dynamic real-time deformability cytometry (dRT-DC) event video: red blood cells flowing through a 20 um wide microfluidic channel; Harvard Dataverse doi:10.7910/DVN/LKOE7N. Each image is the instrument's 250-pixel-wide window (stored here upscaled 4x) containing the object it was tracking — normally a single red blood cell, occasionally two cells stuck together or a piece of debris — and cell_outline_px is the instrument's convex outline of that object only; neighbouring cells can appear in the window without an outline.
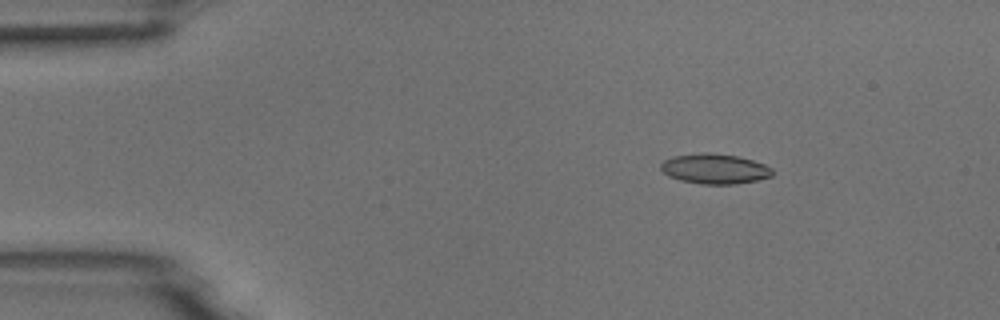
{"species": "common noctule bat (a hibernating species)", "species_latin": "Nyctalus noctula", "temperature_condition": "room temperature", "stored_images_in_passage": 5, "camera_frame_rate_fps": 3000, "um_per_image_px": 0.085, "animal": {"sex": "male", "body_mass_g": 18.8}, "frame": {"image": 1, "passage_image": 3, "time_ms": 2.333, "image_size_px": [1000, 320], "cell_outline_px": [[772, 176], [756, 180], [736, 184], [700, 184], [680, 180], [668, 176], [660, 168], [660, 164], [664, 160], [672, 156], [704, 152], [712, 152], [736, 156], [752, 160], [764, 164], [772, 168]], "centroid_in_image_um": [60.72, 14.34], "position_along_channel_um": 24.3, "area_um2": 19.59}}